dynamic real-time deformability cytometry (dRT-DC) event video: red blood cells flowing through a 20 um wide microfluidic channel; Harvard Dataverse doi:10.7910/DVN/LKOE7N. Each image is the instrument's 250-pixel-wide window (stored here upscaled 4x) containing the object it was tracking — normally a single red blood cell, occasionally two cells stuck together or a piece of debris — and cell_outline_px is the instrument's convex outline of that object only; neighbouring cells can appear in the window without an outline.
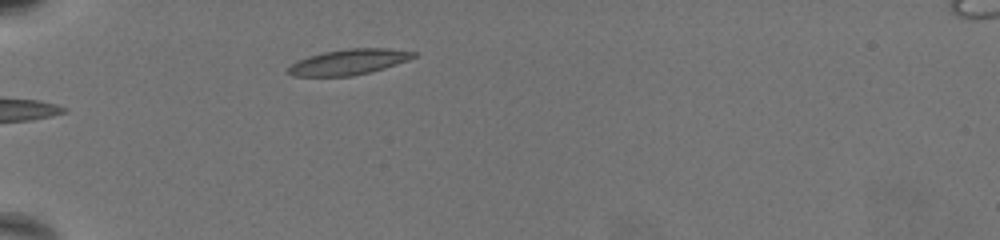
{"species": "common noctule bat (a hibernating species)", "species_latin": "Nyctalus noctula", "temperature_condition": "warm", "stored_images_in_passage": 32, "camera_frame_rate_fps": 3000, "um_per_image_px": 0.085, "animal": {"sex": "female", "body_mass_g": 19.5, "forearm_length_mm": 54.1}, "frame": {"image": 1, "passage_image": 1, "time_ms": 0.0, "image_size_px": [1000, 240], "cell_outline_px": [[416, 56], [408, 60], [372, 72], [352, 76], [292, 76], [284, 72], [292, 64], [308, 56], [324, 52], [348, 48], [388, 48], [416, 52]], "centroid_in_image_um": [29.64, 5.27], "position_along_channel_um": 55.4, "area_um2": 18.67}}